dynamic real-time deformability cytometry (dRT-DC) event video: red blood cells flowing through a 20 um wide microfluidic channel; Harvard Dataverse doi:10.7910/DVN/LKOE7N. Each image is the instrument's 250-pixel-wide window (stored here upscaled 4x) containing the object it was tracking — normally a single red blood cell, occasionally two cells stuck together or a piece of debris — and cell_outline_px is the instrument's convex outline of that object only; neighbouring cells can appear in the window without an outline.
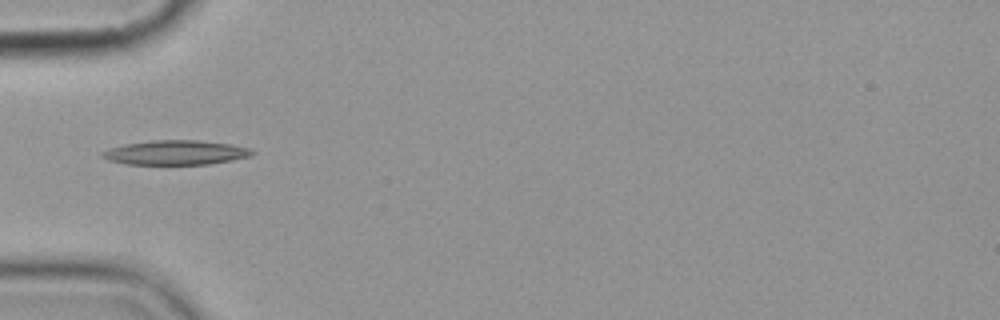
{"species": "common noctule bat (a hibernating species)", "species_latin": "Nyctalus noctula", "temperature_condition": "cold", "stored_images_in_passage": 5, "camera_frame_rate_fps": 3000, "um_per_image_px": 0.085, "animal": {"sex": "female", "body_mass_g": 19.9}, "frame": {"image": 1, "passage_image": 3, "time_ms": 2.333, "image_size_px": [1000, 320], "cell_outline_px": [[256, 152], [248, 156], [232, 160], [208, 164], [124, 164], [108, 160], [100, 156], [100, 152], [108, 148], [124, 144], [152, 140], [196, 140], [232, 144], [252, 148]], "centroid_in_image_um": [14.9, 12.96], "position_along_channel_um": 70.1, "area_um2": 21.5}}
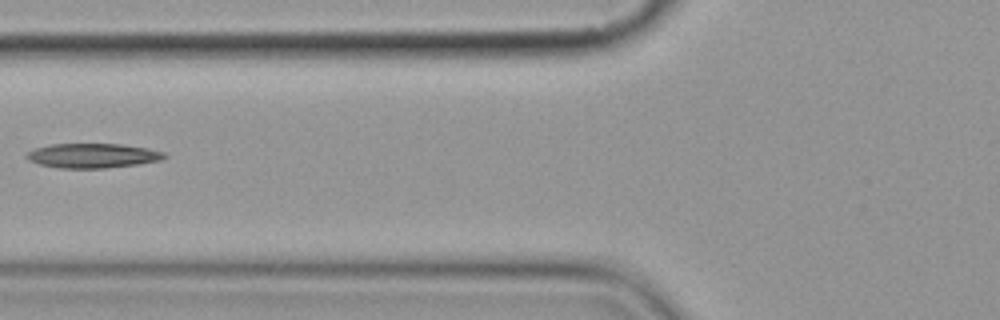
{"frame": {"image": 2, "passage_image": 4, "time_ms": 3.667, "image_size_px": [1000, 320], "cell_outline_px": [[168, 156], [160, 160], [136, 164], [104, 168], [60, 168], [40, 164], [28, 160], [24, 156], [28, 152], [36, 148], [52, 144], [120, 144], [148, 148], [164, 152]], "centroid_in_image_um": [7.87, 13.23], "position_along_channel_um": 117.9, "area_um2": 19.54}}
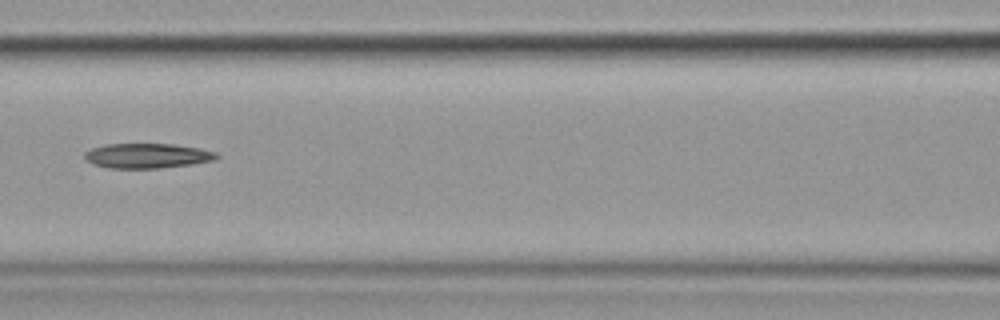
{"frame": {"image": 3, "passage_image": 5, "time_ms": 4.667, "image_size_px": [1000, 320], "cell_outline_px": [[220, 156], [216, 160], [192, 164], [160, 168], [108, 168], [92, 164], [84, 160], [84, 152], [92, 148], [104, 144], [172, 144], [200, 148], [216, 152]], "centroid_in_image_um": [12.5, 13.24], "position_along_channel_um": 154.1, "area_um2": 19.31}}